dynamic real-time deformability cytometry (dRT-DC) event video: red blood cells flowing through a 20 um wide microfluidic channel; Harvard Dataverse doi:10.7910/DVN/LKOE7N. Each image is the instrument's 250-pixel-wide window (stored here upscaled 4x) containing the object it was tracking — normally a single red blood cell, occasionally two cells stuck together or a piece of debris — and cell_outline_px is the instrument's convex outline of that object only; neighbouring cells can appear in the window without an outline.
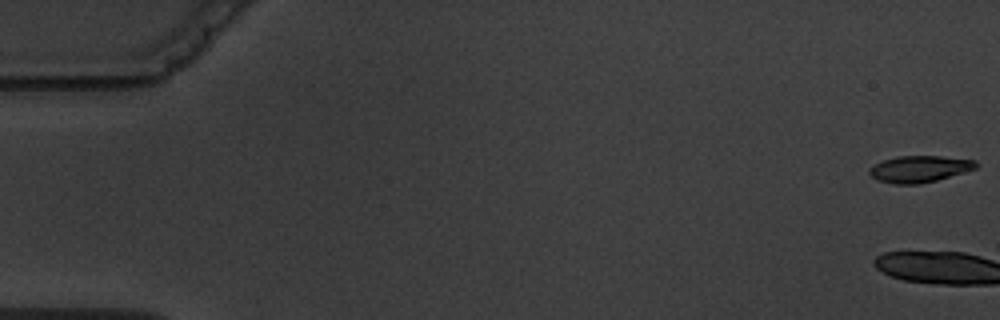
{"species": "common noctule bat (a hibernating species)", "species_latin": "Nyctalus noctula", "temperature_condition": "warm", "stored_images_in_passage": 6, "camera_frame_rate_fps": 3000, "um_per_image_px": 0.085, "animal": {"sex": "male", "body_mass_g": 19.5, "forearm_length_mm": 54.6}, "frame": {"image": 1, "passage_image": 1, "time_ms": 0.0, "image_size_px": [1000, 320], "cell_outline_px": [[980, 164], [976, 168], [936, 180], [920, 184], [892, 184], [876, 180], [868, 172], [868, 168], [884, 160], [896, 156], [940, 156], [976, 160]], "centroid_in_image_um": [78.14, 14.36], "position_along_channel_um": 6.9, "area_um2": 16.53}}